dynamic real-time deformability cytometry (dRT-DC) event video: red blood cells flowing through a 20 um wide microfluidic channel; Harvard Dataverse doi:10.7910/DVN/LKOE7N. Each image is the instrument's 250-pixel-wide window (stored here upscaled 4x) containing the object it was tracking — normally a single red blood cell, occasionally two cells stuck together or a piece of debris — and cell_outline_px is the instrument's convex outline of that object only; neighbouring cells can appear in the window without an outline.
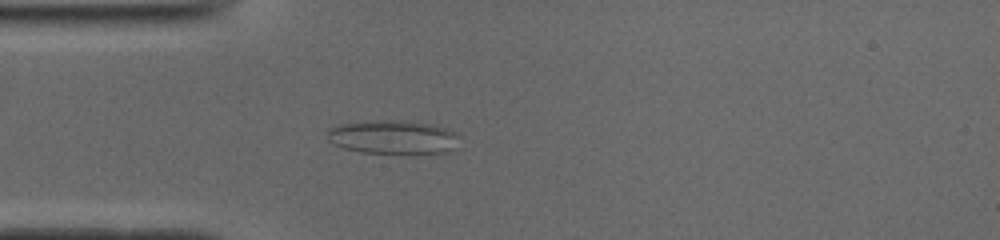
{"species": "common noctule bat (a hibernating species)", "species_latin": "Nyctalus noctula", "temperature_condition": "cold", "stored_images_in_passage": 50, "camera_frame_rate_fps": 3000, "um_per_image_px": 0.085, "animal": {"sex": "male", "body_mass_g": 19.0, "forearm_length_mm": 50.8}, "frame": {"image": 1, "passage_image": 13, "time_ms": 4.0, "image_size_px": [1000, 240], "cell_outline_px": [[456, 132], [444, 152], [360, 152], [344, 148], [328, 140], [328, 128], [340, 124], [380, 120], [400, 120], [432, 124], [448, 128]], "centroid_in_image_um": [33.26, 11.61], "position_along_channel_um": 51.7, "area_um2": 24.74}}
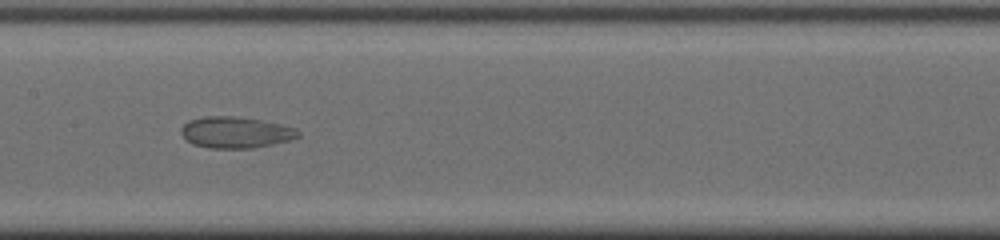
{"frame": {"image": 2, "passage_image": 24, "time_ms": 7.667, "image_size_px": [1000, 240], "cell_outline_px": [[300, 136], [288, 140], [272, 144], [252, 148], [212, 148], [192, 144], [180, 132], [180, 128], [188, 120], [204, 116], [236, 116], [260, 120], [280, 124], [296, 128], [300, 132]], "centroid_in_image_um": [20.01, 11.24], "position_along_channel_um": 187.4, "area_um2": 21.27}}
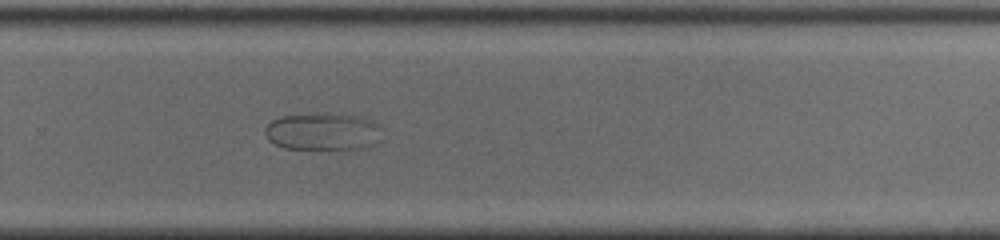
{"frame": {"image": 3, "passage_image": 33, "time_ms": 10.667, "image_size_px": [1000, 240], "cell_outline_px": [[376, 124], [364, 148], [284, 148], [268, 140], [264, 132], [264, 128], [272, 120], [280, 116], [320, 112], [324, 112], [352, 116], [372, 120]], "centroid_in_image_um": [27.17, 11.14], "position_along_channel_um": 302.6, "area_um2": 24.1}}